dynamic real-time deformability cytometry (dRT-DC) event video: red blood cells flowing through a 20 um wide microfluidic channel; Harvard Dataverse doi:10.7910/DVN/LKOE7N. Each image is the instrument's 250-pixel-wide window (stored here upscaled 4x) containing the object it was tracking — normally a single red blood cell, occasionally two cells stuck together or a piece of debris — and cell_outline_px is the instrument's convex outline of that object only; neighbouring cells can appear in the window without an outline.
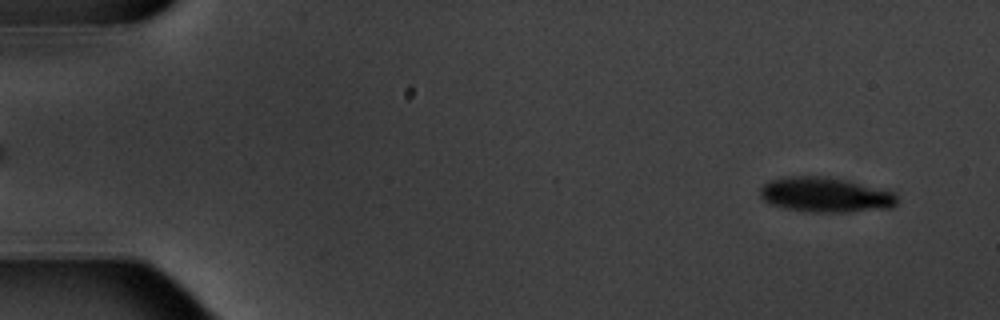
{"species": "common noctule bat (a hibernating species)", "species_latin": "Nyctalus noctula", "temperature_condition": "warm", "stored_images_in_passage": 4, "camera_frame_rate_fps": 3000, "um_per_image_px": 0.085, "animal": {"sex": "male", "body_mass_g": 20.1, "forearm_length_mm": 53.5}, "frame": {"image": 1, "passage_image": 1, "time_ms": 0.0, "image_size_px": [1000, 320], "cell_outline_px": [[896, 204], [892, 208], [848, 212], [804, 212], [784, 208], [768, 204], [760, 196], [760, 188], [768, 180], [784, 176], [824, 176], [844, 180], [892, 192], [896, 196]], "centroid_in_image_um": [70.07, 16.57], "position_along_channel_um": 14.9, "area_um2": 27.92}}